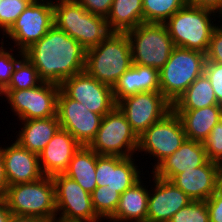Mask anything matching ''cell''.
<instances>
[{
    "label": "cell",
    "mask_w": 222,
    "mask_h": 222,
    "mask_svg": "<svg viewBox=\"0 0 222 222\" xmlns=\"http://www.w3.org/2000/svg\"><path fill=\"white\" fill-rule=\"evenodd\" d=\"M0 44V91L2 92L9 85L13 72L16 70L18 64L26 57V53L18 50L17 53L19 54L17 55L19 56V60L17 58L18 56L11 53L12 51L14 52L12 46L8 51L7 47H3L4 40H1Z\"/></svg>",
    "instance_id": "cell-32"
},
{
    "label": "cell",
    "mask_w": 222,
    "mask_h": 222,
    "mask_svg": "<svg viewBox=\"0 0 222 222\" xmlns=\"http://www.w3.org/2000/svg\"><path fill=\"white\" fill-rule=\"evenodd\" d=\"M55 185L56 215L61 219L99 222L102 221L95 212L91 194L76 181L64 174L52 176Z\"/></svg>",
    "instance_id": "cell-13"
},
{
    "label": "cell",
    "mask_w": 222,
    "mask_h": 222,
    "mask_svg": "<svg viewBox=\"0 0 222 222\" xmlns=\"http://www.w3.org/2000/svg\"><path fill=\"white\" fill-rule=\"evenodd\" d=\"M59 91L60 85L42 81L30 89L3 90L1 95L20 121L56 116Z\"/></svg>",
    "instance_id": "cell-9"
},
{
    "label": "cell",
    "mask_w": 222,
    "mask_h": 222,
    "mask_svg": "<svg viewBox=\"0 0 222 222\" xmlns=\"http://www.w3.org/2000/svg\"><path fill=\"white\" fill-rule=\"evenodd\" d=\"M9 222H53L52 220L12 214Z\"/></svg>",
    "instance_id": "cell-42"
},
{
    "label": "cell",
    "mask_w": 222,
    "mask_h": 222,
    "mask_svg": "<svg viewBox=\"0 0 222 222\" xmlns=\"http://www.w3.org/2000/svg\"><path fill=\"white\" fill-rule=\"evenodd\" d=\"M204 74L211 82L218 105L222 106V64L206 60Z\"/></svg>",
    "instance_id": "cell-36"
},
{
    "label": "cell",
    "mask_w": 222,
    "mask_h": 222,
    "mask_svg": "<svg viewBox=\"0 0 222 222\" xmlns=\"http://www.w3.org/2000/svg\"><path fill=\"white\" fill-rule=\"evenodd\" d=\"M33 0H0V30L4 34Z\"/></svg>",
    "instance_id": "cell-33"
},
{
    "label": "cell",
    "mask_w": 222,
    "mask_h": 222,
    "mask_svg": "<svg viewBox=\"0 0 222 222\" xmlns=\"http://www.w3.org/2000/svg\"><path fill=\"white\" fill-rule=\"evenodd\" d=\"M153 184L149 189L147 222H169L171 217L192 199L170 180L152 174Z\"/></svg>",
    "instance_id": "cell-17"
},
{
    "label": "cell",
    "mask_w": 222,
    "mask_h": 222,
    "mask_svg": "<svg viewBox=\"0 0 222 222\" xmlns=\"http://www.w3.org/2000/svg\"><path fill=\"white\" fill-rule=\"evenodd\" d=\"M98 155L131 157L138 148V136L116 106L102 117L95 138L88 145Z\"/></svg>",
    "instance_id": "cell-8"
},
{
    "label": "cell",
    "mask_w": 222,
    "mask_h": 222,
    "mask_svg": "<svg viewBox=\"0 0 222 222\" xmlns=\"http://www.w3.org/2000/svg\"><path fill=\"white\" fill-rule=\"evenodd\" d=\"M126 34L131 44L133 64L160 70L175 47L164 23L143 22Z\"/></svg>",
    "instance_id": "cell-7"
},
{
    "label": "cell",
    "mask_w": 222,
    "mask_h": 222,
    "mask_svg": "<svg viewBox=\"0 0 222 222\" xmlns=\"http://www.w3.org/2000/svg\"><path fill=\"white\" fill-rule=\"evenodd\" d=\"M23 127L16 135V142L27 150L39 154L61 128L57 116L21 120Z\"/></svg>",
    "instance_id": "cell-25"
},
{
    "label": "cell",
    "mask_w": 222,
    "mask_h": 222,
    "mask_svg": "<svg viewBox=\"0 0 222 222\" xmlns=\"http://www.w3.org/2000/svg\"><path fill=\"white\" fill-rule=\"evenodd\" d=\"M218 105L210 80L203 73L172 104V110H195Z\"/></svg>",
    "instance_id": "cell-28"
},
{
    "label": "cell",
    "mask_w": 222,
    "mask_h": 222,
    "mask_svg": "<svg viewBox=\"0 0 222 222\" xmlns=\"http://www.w3.org/2000/svg\"><path fill=\"white\" fill-rule=\"evenodd\" d=\"M210 222H222V187L206 200Z\"/></svg>",
    "instance_id": "cell-39"
},
{
    "label": "cell",
    "mask_w": 222,
    "mask_h": 222,
    "mask_svg": "<svg viewBox=\"0 0 222 222\" xmlns=\"http://www.w3.org/2000/svg\"><path fill=\"white\" fill-rule=\"evenodd\" d=\"M115 102L140 92L160 91L159 70L133 64L112 87Z\"/></svg>",
    "instance_id": "cell-22"
},
{
    "label": "cell",
    "mask_w": 222,
    "mask_h": 222,
    "mask_svg": "<svg viewBox=\"0 0 222 222\" xmlns=\"http://www.w3.org/2000/svg\"><path fill=\"white\" fill-rule=\"evenodd\" d=\"M60 89L69 98L82 103L89 111L102 117L117 106L112 87L99 82L85 70L64 80Z\"/></svg>",
    "instance_id": "cell-14"
},
{
    "label": "cell",
    "mask_w": 222,
    "mask_h": 222,
    "mask_svg": "<svg viewBox=\"0 0 222 222\" xmlns=\"http://www.w3.org/2000/svg\"><path fill=\"white\" fill-rule=\"evenodd\" d=\"M220 186L222 187V170H221V182H220Z\"/></svg>",
    "instance_id": "cell-45"
},
{
    "label": "cell",
    "mask_w": 222,
    "mask_h": 222,
    "mask_svg": "<svg viewBox=\"0 0 222 222\" xmlns=\"http://www.w3.org/2000/svg\"><path fill=\"white\" fill-rule=\"evenodd\" d=\"M186 3V0H142L143 21L165 23Z\"/></svg>",
    "instance_id": "cell-29"
},
{
    "label": "cell",
    "mask_w": 222,
    "mask_h": 222,
    "mask_svg": "<svg viewBox=\"0 0 222 222\" xmlns=\"http://www.w3.org/2000/svg\"><path fill=\"white\" fill-rule=\"evenodd\" d=\"M181 119L186 138L204 142L222 119V106L212 105L195 110H173Z\"/></svg>",
    "instance_id": "cell-24"
},
{
    "label": "cell",
    "mask_w": 222,
    "mask_h": 222,
    "mask_svg": "<svg viewBox=\"0 0 222 222\" xmlns=\"http://www.w3.org/2000/svg\"><path fill=\"white\" fill-rule=\"evenodd\" d=\"M135 157L98 155L96 153V184L116 190L120 195L131 188L141 177Z\"/></svg>",
    "instance_id": "cell-16"
},
{
    "label": "cell",
    "mask_w": 222,
    "mask_h": 222,
    "mask_svg": "<svg viewBox=\"0 0 222 222\" xmlns=\"http://www.w3.org/2000/svg\"><path fill=\"white\" fill-rule=\"evenodd\" d=\"M11 211L8 209L3 199H0V222H9Z\"/></svg>",
    "instance_id": "cell-43"
},
{
    "label": "cell",
    "mask_w": 222,
    "mask_h": 222,
    "mask_svg": "<svg viewBox=\"0 0 222 222\" xmlns=\"http://www.w3.org/2000/svg\"><path fill=\"white\" fill-rule=\"evenodd\" d=\"M82 5L86 11L107 18L110 13V9L113 0H74Z\"/></svg>",
    "instance_id": "cell-38"
},
{
    "label": "cell",
    "mask_w": 222,
    "mask_h": 222,
    "mask_svg": "<svg viewBox=\"0 0 222 222\" xmlns=\"http://www.w3.org/2000/svg\"><path fill=\"white\" fill-rule=\"evenodd\" d=\"M54 25L53 0H33L4 34L25 52Z\"/></svg>",
    "instance_id": "cell-11"
},
{
    "label": "cell",
    "mask_w": 222,
    "mask_h": 222,
    "mask_svg": "<svg viewBox=\"0 0 222 222\" xmlns=\"http://www.w3.org/2000/svg\"><path fill=\"white\" fill-rule=\"evenodd\" d=\"M11 214L54 220L56 215L55 185L52 177L18 183L7 188L2 198Z\"/></svg>",
    "instance_id": "cell-5"
},
{
    "label": "cell",
    "mask_w": 222,
    "mask_h": 222,
    "mask_svg": "<svg viewBox=\"0 0 222 222\" xmlns=\"http://www.w3.org/2000/svg\"><path fill=\"white\" fill-rule=\"evenodd\" d=\"M213 30L210 44L206 53V60L214 63L222 64V25H219ZM222 23V22H221Z\"/></svg>",
    "instance_id": "cell-37"
},
{
    "label": "cell",
    "mask_w": 222,
    "mask_h": 222,
    "mask_svg": "<svg viewBox=\"0 0 222 222\" xmlns=\"http://www.w3.org/2000/svg\"><path fill=\"white\" fill-rule=\"evenodd\" d=\"M207 160L203 142L186 139L179 149L152 169L151 174L171 180L176 174L202 166Z\"/></svg>",
    "instance_id": "cell-21"
},
{
    "label": "cell",
    "mask_w": 222,
    "mask_h": 222,
    "mask_svg": "<svg viewBox=\"0 0 222 222\" xmlns=\"http://www.w3.org/2000/svg\"><path fill=\"white\" fill-rule=\"evenodd\" d=\"M8 187L9 183L5 174L4 160H3L2 146H1L0 147V199H2L5 196Z\"/></svg>",
    "instance_id": "cell-41"
},
{
    "label": "cell",
    "mask_w": 222,
    "mask_h": 222,
    "mask_svg": "<svg viewBox=\"0 0 222 222\" xmlns=\"http://www.w3.org/2000/svg\"><path fill=\"white\" fill-rule=\"evenodd\" d=\"M4 168L9 186L33 182L44 177L38 154L20 146L16 141L2 148Z\"/></svg>",
    "instance_id": "cell-20"
},
{
    "label": "cell",
    "mask_w": 222,
    "mask_h": 222,
    "mask_svg": "<svg viewBox=\"0 0 222 222\" xmlns=\"http://www.w3.org/2000/svg\"><path fill=\"white\" fill-rule=\"evenodd\" d=\"M42 80L39 78L35 66L25 57L13 72L9 85L4 90H22L38 86Z\"/></svg>",
    "instance_id": "cell-31"
},
{
    "label": "cell",
    "mask_w": 222,
    "mask_h": 222,
    "mask_svg": "<svg viewBox=\"0 0 222 222\" xmlns=\"http://www.w3.org/2000/svg\"><path fill=\"white\" fill-rule=\"evenodd\" d=\"M169 222H210L206 201L192 200L176 212Z\"/></svg>",
    "instance_id": "cell-34"
},
{
    "label": "cell",
    "mask_w": 222,
    "mask_h": 222,
    "mask_svg": "<svg viewBox=\"0 0 222 222\" xmlns=\"http://www.w3.org/2000/svg\"><path fill=\"white\" fill-rule=\"evenodd\" d=\"M117 107L137 136L172 111V103L160 91L126 96L117 102Z\"/></svg>",
    "instance_id": "cell-12"
},
{
    "label": "cell",
    "mask_w": 222,
    "mask_h": 222,
    "mask_svg": "<svg viewBox=\"0 0 222 222\" xmlns=\"http://www.w3.org/2000/svg\"><path fill=\"white\" fill-rule=\"evenodd\" d=\"M180 117L172 110L163 119L151 125L138 136L137 152L149 154L157 162L153 169L166 157L172 155L186 140Z\"/></svg>",
    "instance_id": "cell-10"
},
{
    "label": "cell",
    "mask_w": 222,
    "mask_h": 222,
    "mask_svg": "<svg viewBox=\"0 0 222 222\" xmlns=\"http://www.w3.org/2000/svg\"><path fill=\"white\" fill-rule=\"evenodd\" d=\"M81 144L69 131L59 129L46 147L38 154L40 168L44 176L63 174Z\"/></svg>",
    "instance_id": "cell-19"
},
{
    "label": "cell",
    "mask_w": 222,
    "mask_h": 222,
    "mask_svg": "<svg viewBox=\"0 0 222 222\" xmlns=\"http://www.w3.org/2000/svg\"><path fill=\"white\" fill-rule=\"evenodd\" d=\"M95 171L96 152L89 146L81 145L63 174L76 181L85 191L91 194L97 187Z\"/></svg>",
    "instance_id": "cell-27"
},
{
    "label": "cell",
    "mask_w": 222,
    "mask_h": 222,
    "mask_svg": "<svg viewBox=\"0 0 222 222\" xmlns=\"http://www.w3.org/2000/svg\"><path fill=\"white\" fill-rule=\"evenodd\" d=\"M132 65L131 44L126 33L111 32L86 52L85 71L111 87Z\"/></svg>",
    "instance_id": "cell-2"
},
{
    "label": "cell",
    "mask_w": 222,
    "mask_h": 222,
    "mask_svg": "<svg viewBox=\"0 0 222 222\" xmlns=\"http://www.w3.org/2000/svg\"><path fill=\"white\" fill-rule=\"evenodd\" d=\"M187 4L212 10L222 18V0H186Z\"/></svg>",
    "instance_id": "cell-40"
},
{
    "label": "cell",
    "mask_w": 222,
    "mask_h": 222,
    "mask_svg": "<svg viewBox=\"0 0 222 222\" xmlns=\"http://www.w3.org/2000/svg\"><path fill=\"white\" fill-rule=\"evenodd\" d=\"M86 52L80 43L55 25L25 51L39 78L58 85L85 70Z\"/></svg>",
    "instance_id": "cell-1"
},
{
    "label": "cell",
    "mask_w": 222,
    "mask_h": 222,
    "mask_svg": "<svg viewBox=\"0 0 222 222\" xmlns=\"http://www.w3.org/2000/svg\"><path fill=\"white\" fill-rule=\"evenodd\" d=\"M54 25L86 50L96 47L110 33L105 17L94 15L74 0L53 1Z\"/></svg>",
    "instance_id": "cell-4"
},
{
    "label": "cell",
    "mask_w": 222,
    "mask_h": 222,
    "mask_svg": "<svg viewBox=\"0 0 222 222\" xmlns=\"http://www.w3.org/2000/svg\"><path fill=\"white\" fill-rule=\"evenodd\" d=\"M107 24L111 32L126 33L143 23L142 0H113Z\"/></svg>",
    "instance_id": "cell-26"
},
{
    "label": "cell",
    "mask_w": 222,
    "mask_h": 222,
    "mask_svg": "<svg viewBox=\"0 0 222 222\" xmlns=\"http://www.w3.org/2000/svg\"><path fill=\"white\" fill-rule=\"evenodd\" d=\"M53 222H88V221H76V220H66L61 218H55Z\"/></svg>",
    "instance_id": "cell-44"
},
{
    "label": "cell",
    "mask_w": 222,
    "mask_h": 222,
    "mask_svg": "<svg viewBox=\"0 0 222 222\" xmlns=\"http://www.w3.org/2000/svg\"><path fill=\"white\" fill-rule=\"evenodd\" d=\"M221 167L207 160L202 166L176 174L170 181L192 200L206 201L220 187Z\"/></svg>",
    "instance_id": "cell-18"
},
{
    "label": "cell",
    "mask_w": 222,
    "mask_h": 222,
    "mask_svg": "<svg viewBox=\"0 0 222 222\" xmlns=\"http://www.w3.org/2000/svg\"><path fill=\"white\" fill-rule=\"evenodd\" d=\"M205 61V53L175 46L159 70L160 92L173 104L204 73Z\"/></svg>",
    "instance_id": "cell-6"
},
{
    "label": "cell",
    "mask_w": 222,
    "mask_h": 222,
    "mask_svg": "<svg viewBox=\"0 0 222 222\" xmlns=\"http://www.w3.org/2000/svg\"><path fill=\"white\" fill-rule=\"evenodd\" d=\"M218 15L212 10L186 3L164 24L174 46L197 50L206 54L211 35L217 26L216 23H213L216 20L215 17H221ZM212 16L214 21H212Z\"/></svg>",
    "instance_id": "cell-3"
},
{
    "label": "cell",
    "mask_w": 222,
    "mask_h": 222,
    "mask_svg": "<svg viewBox=\"0 0 222 222\" xmlns=\"http://www.w3.org/2000/svg\"><path fill=\"white\" fill-rule=\"evenodd\" d=\"M142 182L141 178L120 195L117 209L107 221L147 222L149 190Z\"/></svg>",
    "instance_id": "cell-23"
},
{
    "label": "cell",
    "mask_w": 222,
    "mask_h": 222,
    "mask_svg": "<svg viewBox=\"0 0 222 222\" xmlns=\"http://www.w3.org/2000/svg\"><path fill=\"white\" fill-rule=\"evenodd\" d=\"M56 116L61 129L69 131L83 146L95 138L102 116L89 111L85 105L69 98L61 89L57 97Z\"/></svg>",
    "instance_id": "cell-15"
},
{
    "label": "cell",
    "mask_w": 222,
    "mask_h": 222,
    "mask_svg": "<svg viewBox=\"0 0 222 222\" xmlns=\"http://www.w3.org/2000/svg\"><path fill=\"white\" fill-rule=\"evenodd\" d=\"M207 159L222 166V119L203 142Z\"/></svg>",
    "instance_id": "cell-35"
},
{
    "label": "cell",
    "mask_w": 222,
    "mask_h": 222,
    "mask_svg": "<svg viewBox=\"0 0 222 222\" xmlns=\"http://www.w3.org/2000/svg\"><path fill=\"white\" fill-rule=\"evenodd\" d=\"M93 208L102 219H109L116 211L120 194L107 186H97L91 193Z\"/></svg>",
    "instance_id": "cell-30"
}]
</instances>
